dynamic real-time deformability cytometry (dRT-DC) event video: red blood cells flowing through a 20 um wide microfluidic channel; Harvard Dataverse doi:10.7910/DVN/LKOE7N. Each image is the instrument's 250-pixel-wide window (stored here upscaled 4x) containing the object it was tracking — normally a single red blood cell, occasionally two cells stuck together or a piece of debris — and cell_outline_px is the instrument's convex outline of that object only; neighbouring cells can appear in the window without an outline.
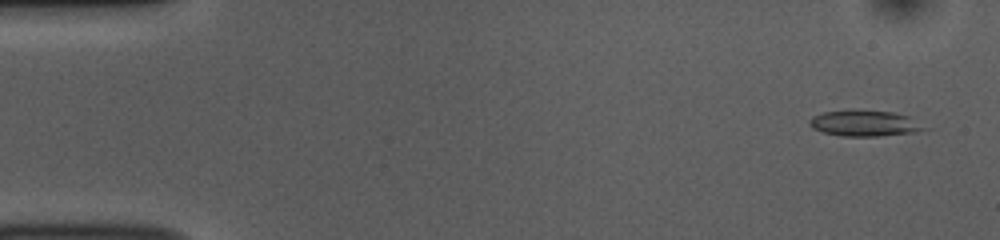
{"species": "common noctule bat (a hibernating species)", "species_latin": "Nyctalus noctula", "temperature_condition": "room temperature", "stored_images_in_passage": 53, "camera_frame_rate_fps": 3000, "um_per_image_px": 0.085, "animal": {"sex": "female", "body_mass_g": 10.0, "forearm_length_mm": 53.1}, "frame": {"image": 1, "passage_image": 3, "time_ms": 0.667, "image_size_px": [1000, 240], "cell_outline_px": [[932, 128], [916, 132], [880, 136], [840, 136], [824, 132], [812, 128], [808, 124], [808, 120], [812, 116], [824, 112], [852, 108], [856, 108], [896, 112], [908, 116]], "centroid_in_image_um": [73.52, 10.45], "position_along_channel_um": 11.5, "area_um2": 18.09}}
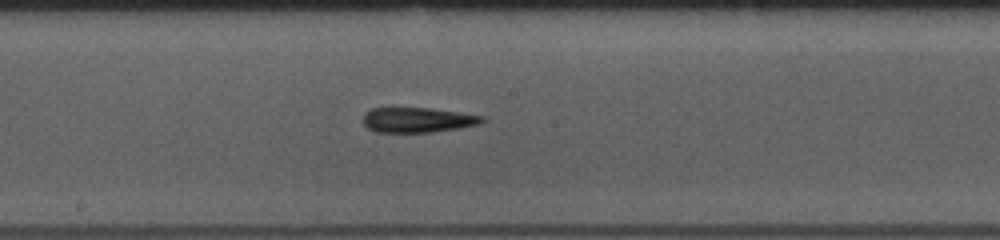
{"frame": {"image": 2, "passage_image": 28, "time_ms": 9.0, "image_size_px": [1000, 240], "cell_outline_px": [[484, 120], [480, 124], [456, 128], [428, 132], [376, 132], [368, 128], [364, 124], [364, 112], [372, 108], [392, 104], [432, 108], [484, 116]], "centroid_in_image_um": [35.4, 10.13], "position_along_channel_um": 212.8, "area_um2": 18.03}}
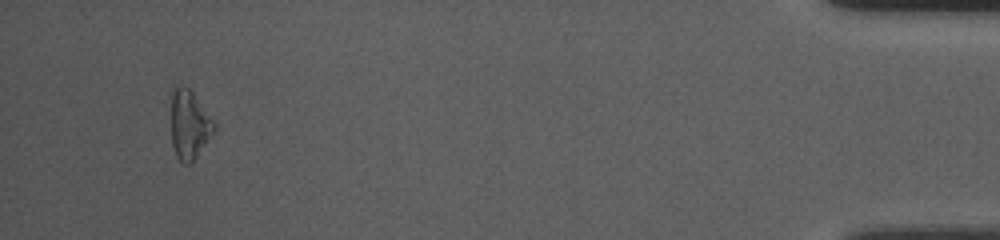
{"frame": {"image": 3, "passage_image": 50, "time_ms": 16.333, "image_size_px": [1000, 240], "cell_outline_px": [[216, 128], [196, 156], [188, 164], [184, 164], [176, 156], [172, 144], [172, 84], [180, 84], [188, 88], [192, 92], [216, 124]], "centroid_in_image_um": [16.07, 10.55], "position_along_channel_um": 419.1, "area_um2": 16.94}, "authors_computed_cell_mechanics": {"area_um2": 17.3978, "velocity_mm_per_s": 3.8176, "shape_relaxation_time_tau1_ms": 9.8156, "shape_relaxation_time_tau2_ms": 5.409, "deformation_change_tau1": 0.2161, "deformation_change_tau2": 0.1742}}